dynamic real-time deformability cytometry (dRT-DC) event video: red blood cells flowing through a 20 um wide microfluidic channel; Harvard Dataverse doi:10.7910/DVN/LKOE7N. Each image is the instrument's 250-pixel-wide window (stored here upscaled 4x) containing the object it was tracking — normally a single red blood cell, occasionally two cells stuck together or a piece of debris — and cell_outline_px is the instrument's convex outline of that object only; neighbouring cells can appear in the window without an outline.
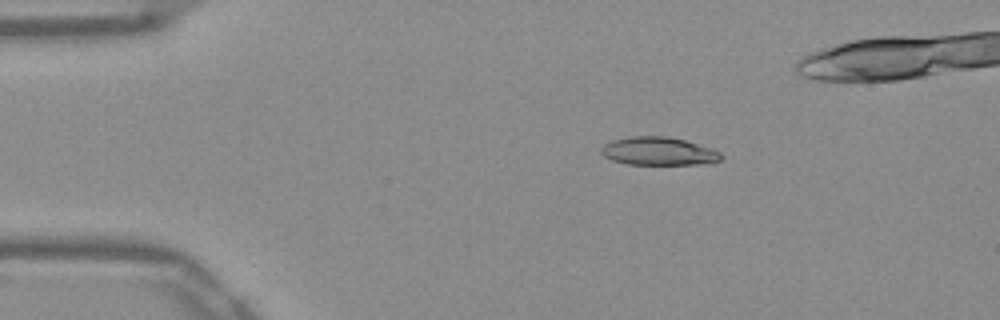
{"species": "Egyptian fruit bat (a non-hibernating species)", "species_latin": "Rousettus aegyptiacus", "temperature_condition": "warm", "stored_images_in_passage": 48, "camera_frame_rate_fps": 3000, "um_per_image_px": 0.085, "frame": {"image": 1, "passage_image": 10, "time_ms": 3.0, "image_size_px": [1000, 320], "cell_outline_px": [[724, 156], [720, 160], [696, 164], [624, 164], [612, 160], [604, 156], [600, 152], [600, 148], [604, 144], [612, 140], [632, 136], [668, 136], [684, 140], [712, 148], [720, 152]], "centroid_in_image_um": [55.94, 12.85], "position_along_channel_um": 29.1, "area_um2": 19.65}}
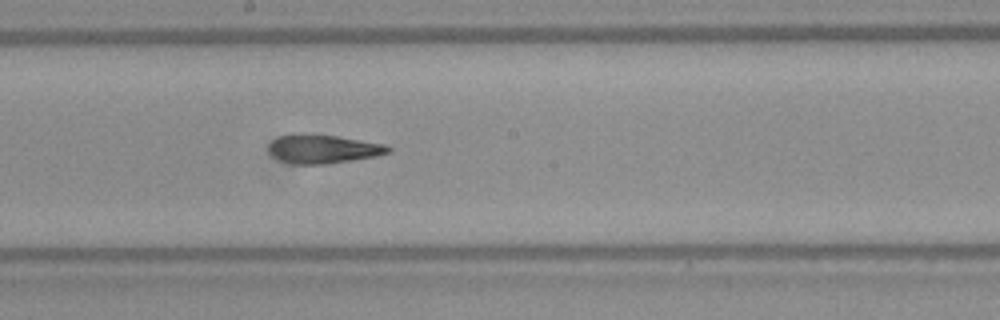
{"frame": {"image": 2, "passage_image": 29, "time_ms": 9.333, "image_size_px": [1000, 320], "cell_outline_px": [[392, 148], [388, 152], [376, 156], [324, 164], [292, 164], [280, 160], [272, 156], [268, 152], [268, 144], [272, 140], [280, 136], [300, 132], [336, 136], [384, 144]], "centroid_in_image_um": [27.38, 12.65], "position_along_channel_um": 220.8, "area_um2": 20.06}}
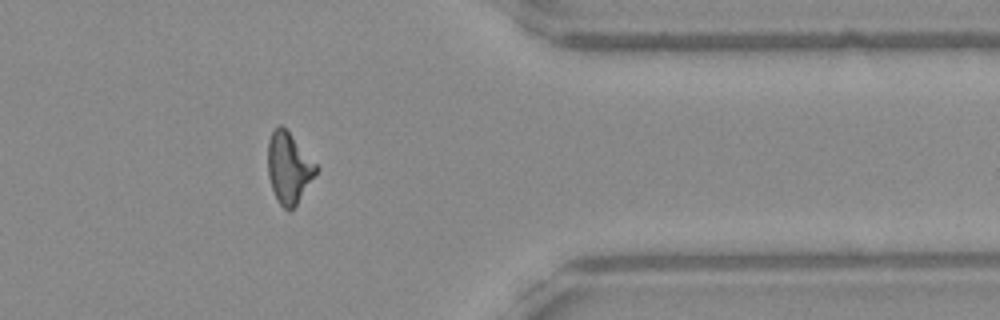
{"frame": {"image": 3, "passage_image": 43, "time_ms": 14.0, "image_size_px": [1000, 320], "cell_outline_px": [[320, 168], [296, 204], [288, 212], [276, 200], [268, 176], [268, 140], [272, 132], [280, 124], [292, 136]], "centroid_in_image_um": [24.54, 14.28], "position_along_channel_um": 386.9, "area_um2": 19.65}, "authors_computed_cell_mechanics": {"area_um2": 19.9988, "velocity_mm_per_s": 3.915, "shape_relaxation_time_tau1_ms": null, "shape_relaxation_time_tau2_ms": 3.5627, "deformation_change_tau1": null, "deformation_change_tau2": 0.1403}}